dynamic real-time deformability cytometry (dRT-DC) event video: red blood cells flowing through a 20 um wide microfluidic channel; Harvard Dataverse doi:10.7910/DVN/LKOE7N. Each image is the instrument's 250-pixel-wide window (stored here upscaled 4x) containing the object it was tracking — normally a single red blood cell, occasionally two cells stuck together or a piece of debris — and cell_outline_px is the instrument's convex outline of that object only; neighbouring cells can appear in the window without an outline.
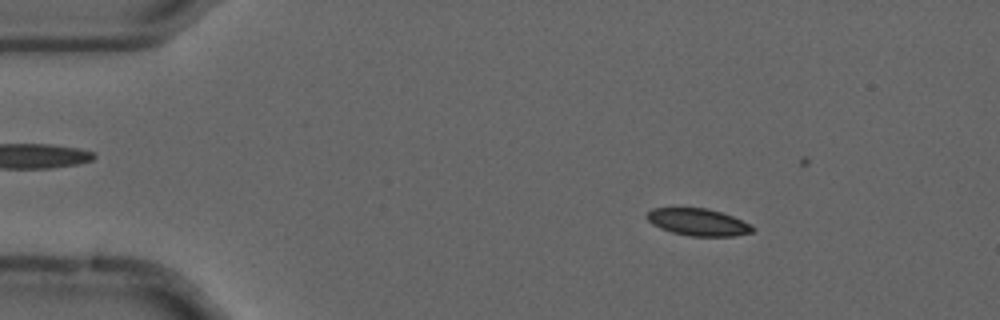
{"species": "common noctule bat (a hibernating species)", "species_latin": "Nyctalus noctula", "temperature_condition": "cold", "stored_images_in_passage": 19, "camera_frame_rate_fps": 3000, "um_per_image_px": 0.085, "animal": {"sex": "male", "forearm_length_mm": 52.5}, "frame": {"image": 1, "passage_image": 8, "time_ms": 2.333, "image_size_px": [1000, 320], "cell_outline_px": [[756, 228], [752, 232], [736, 236], [688, 236], [672, 232], [660, 228], [652, 224], [644, 216], [652, 208], [704, 208], [720, 212], [732, 216], [752, 224]], "centroid_in_image_um": [59.34, 18.89], "position_along_channel_um": 25.7, "area_um2": 16.76}}